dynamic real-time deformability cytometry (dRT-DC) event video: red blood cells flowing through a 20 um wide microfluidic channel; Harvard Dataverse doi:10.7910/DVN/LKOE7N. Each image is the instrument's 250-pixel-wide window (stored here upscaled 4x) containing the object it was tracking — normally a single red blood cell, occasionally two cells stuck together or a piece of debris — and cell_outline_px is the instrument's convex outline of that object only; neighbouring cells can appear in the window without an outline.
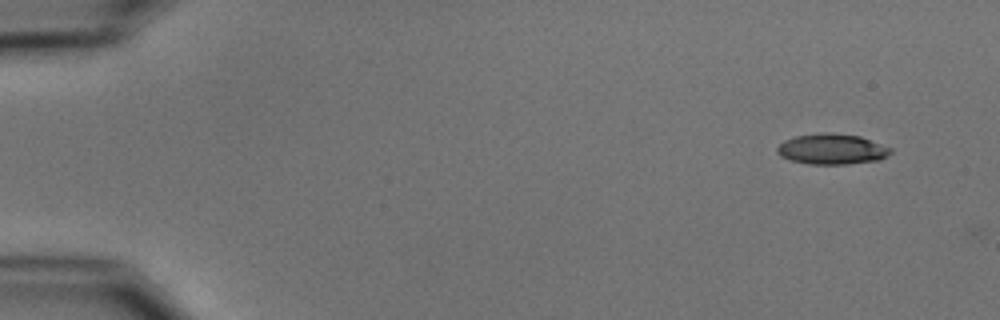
{"species": "common noctule bat (a hibernating species)", "species_latin": "Nyctalus noctula", "temperature_condition": "cold", "stored_images_in_passage": 8, "camera_frame_rate_fps": 3000, "um_per_image_px": 0.085, "animal": {"sex": "male", "body_mass_g": 15.6}, "frame": {"image": 1, "passage_image": 1, "time_ms": 0.0, "image_size_px": [1000, 320], "cell_outline_px": [[892, 152], [888, 156], [880, 160], [848, 164], [808, 164], [792, 160], [780, 156], [776, 152], [776, 148], [784, 140], [796, 136], [824, 132], [828, 132], [860, 136], [892, 148]], "centroid_in_image_um": [70.73, 12.67], "position_along_channel_um": 14.3, "area_um2": 20.29}}
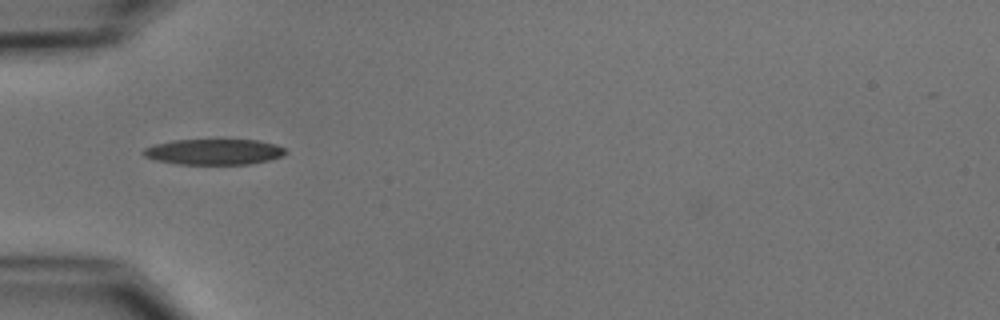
{"frame": {"image": 2, "passage_image": 5, "time_ms": 4.667, "image_size_px": [1000, 320], "cell_outline_px": [[288, 152], [280, 156], [268, 160], [248, 164], [176, 164], [156, 160], [144, 156], [140, 152], [144, 148], [156, 144], [172, 140], [256, 140], [276, 144], [284, 148]], "centroid_in_image_um": [18.15, 12.9], "position_along_channel_um": 66.8, "area_um2": 21.21}}